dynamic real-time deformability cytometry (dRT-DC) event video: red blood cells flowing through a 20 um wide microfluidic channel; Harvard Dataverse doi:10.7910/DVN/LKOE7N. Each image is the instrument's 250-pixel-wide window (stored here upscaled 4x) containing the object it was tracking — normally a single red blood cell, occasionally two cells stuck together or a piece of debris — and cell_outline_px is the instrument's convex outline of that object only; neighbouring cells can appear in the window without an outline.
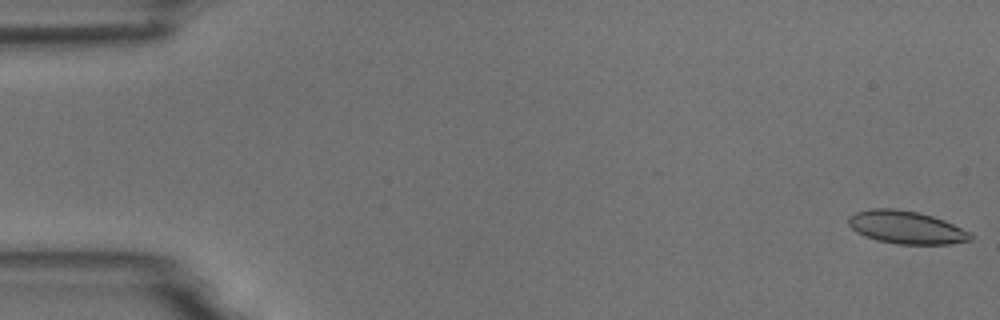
{"species": "common noctule bat (a hibernating species)", "species_latin": "Nyctalus noctula", "temperature_condition": "room temperature", "stored_images_in_passage": 4, "camera_frame_rate_fps": 3000, "um_per_image_px": 0.085, "animal": {"sex": "male", "body_mass_g": 18.8}, "frame": {"image": 1, "passage_image": 1, "time_ms": 0.0, "image_size_px": [1000, 320], "cell_outline_px": [[972, 240], [948, 244], [896, 244], [876, 240], [864, 236], [856, 232], [848, 224], [848, 216], [856, 212], [872, 208], [896, 208], [920, 212], [944, 220], [968, 232], [972, 236]], "centroid_in_image_um": [76.98, 19.32], "position_along_channel_um": 8.0, "area_um2": 23.41}}